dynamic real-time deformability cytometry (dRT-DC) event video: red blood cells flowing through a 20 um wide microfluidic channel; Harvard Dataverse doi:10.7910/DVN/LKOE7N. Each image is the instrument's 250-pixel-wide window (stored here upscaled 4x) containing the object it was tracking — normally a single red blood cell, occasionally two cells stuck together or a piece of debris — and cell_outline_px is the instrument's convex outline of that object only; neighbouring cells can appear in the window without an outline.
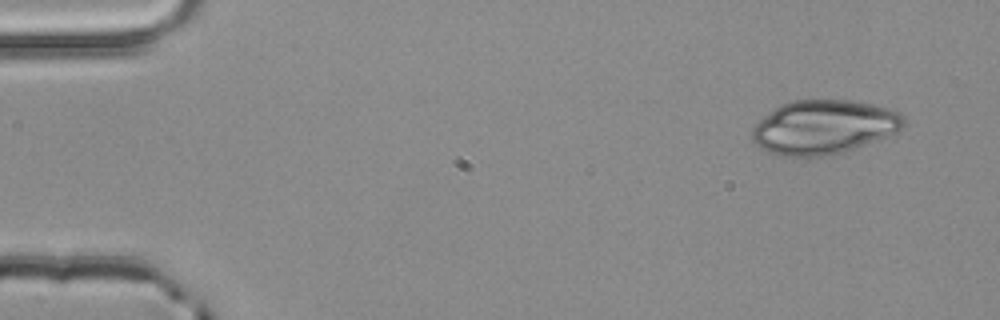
{"species": "common noctule bat (a hibernating species)", "species_latin": "Nyctalus noctula", "temperature_condition": "room temperature", "stored_images_in_passage": 3, "camera_frame_rate_fps": 3000, "um_per_image_px": 0.085, "animal": {"sex": "male", "body_mass_g": 20.4}, "frame": {"image": 1, "passage_image": 1, "time_ms": 0.0, "image_size_px": [1000, 320], "cell_outline_px": [[904, 124], [896, 132], [844, 152], [824, 156], [776, 156], [760, 148], [752, 140], [752, 128], [764, 116], [780, 104], [792, 100], [848, 100], [872, 104], [888, 108], [900, 112], [904, 116]], "centroid_in_image_um": [69.98, 10.8], "position_along_channel_um": 15.0, "area_um2": 47.63}}